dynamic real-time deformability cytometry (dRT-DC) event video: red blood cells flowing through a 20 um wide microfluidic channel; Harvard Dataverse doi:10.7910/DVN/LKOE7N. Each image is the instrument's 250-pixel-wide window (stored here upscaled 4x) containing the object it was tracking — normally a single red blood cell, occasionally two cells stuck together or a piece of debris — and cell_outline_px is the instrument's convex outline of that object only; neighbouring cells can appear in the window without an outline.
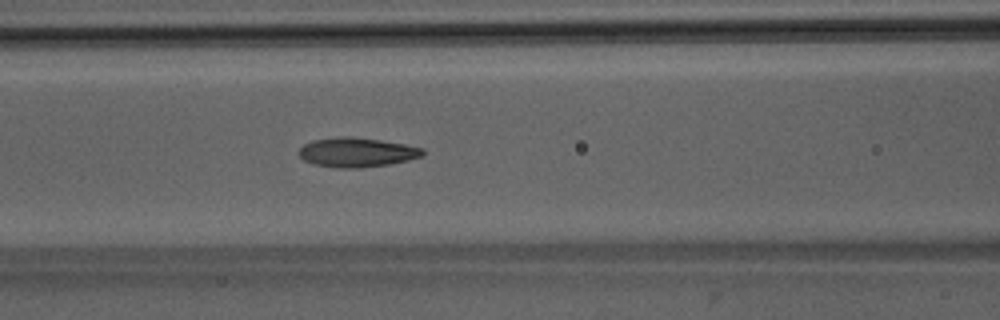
{"species": "Egyptian fruit bat (a non-hibernating species)", "species_latin": "Rousettus aegyptiacus", "temperature_condition": "room temperature", "stored_images_in_passage": 37, "camera_frame_rate_fps": 3000, "um_per_image_px": 0.085, "animal": {"sex": "male"}, "frame": {"image": 1, "passage_image": 11, "time_ms": 3.333, "image_size_px": [1000, 320], "cell_outline_px": [[424, 156], [408, 160], [388, 164], [360, 168], [340, 168], [316, 164], [304, 160], [296, 152], [304, 144], [312, 140], [340, 136], [352, 136], [380, 140], [404, 144], [424, 148]], "centroid_in_image_um": [30.33, 12.94], "position_along_channel_um": 136.3, "area_um2": 21.27}}
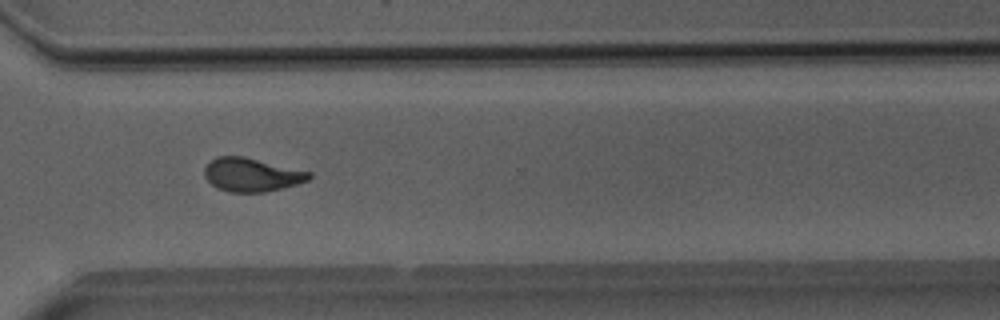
{"frame": {"image": 2, "passage_image": 27, "time_ms": 8.667, "image_size_px": [1000, 320], "cell_outline_px": [[312, 176], [308, 180], [296, 184], [264, 192], [228, 192], [216, 188], [204, 176], [204, 168], [216, 156], [244, 156], [312, 172]], "centroid_in_image_um": [21.38, 14.85], "position_along_channel_um": 349.2, "area_um2": 20.4}, "authors_computed_cell_mechanics": {"area_um2": 20.4034, "velocity_mm_per_s": 4.0035, "shape_relaxation_time_tau1_ms": 4.1691, "shape_relaxation_time_tau2_ms": 1.6138, "deformation_change_tau1": 0.1819, "deformation_change_tau2": 0.0928}}